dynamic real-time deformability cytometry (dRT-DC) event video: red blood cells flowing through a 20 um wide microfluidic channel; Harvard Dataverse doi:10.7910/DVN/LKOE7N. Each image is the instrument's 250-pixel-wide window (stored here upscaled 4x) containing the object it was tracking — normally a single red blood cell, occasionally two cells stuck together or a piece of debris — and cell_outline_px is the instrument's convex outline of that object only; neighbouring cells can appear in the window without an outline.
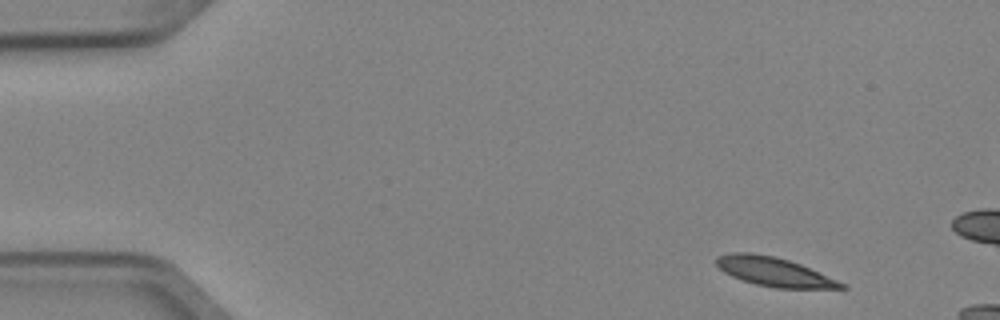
{"species": "Egyptian fruit bat (a non-hibernating species)", "species_latin": "Rousettus aegyptiacus", "temperature_condition": "cold", "stored_images_in_passage": 4, "camera_frame_rate_fps": 3000, "um_per_image_px": 0.085, "animal": {"sex": "female"}, "frame": {"image": 1, "passage_image": 1, "time_ms": 0.0, "image_size_px": [1000, 320], "cell_outline_px": [[848, 288], [776, 288], [756, 284], [732, 276], [724, 272], [716, 264], [716, 256], [732, 252], [752, 252], [776, 256], [800, 264], [848, 284]], "centroid_in_image_um": [65.81, 23.09], "position_along_channel_um": 19.2, "area_um2": 21.1}}